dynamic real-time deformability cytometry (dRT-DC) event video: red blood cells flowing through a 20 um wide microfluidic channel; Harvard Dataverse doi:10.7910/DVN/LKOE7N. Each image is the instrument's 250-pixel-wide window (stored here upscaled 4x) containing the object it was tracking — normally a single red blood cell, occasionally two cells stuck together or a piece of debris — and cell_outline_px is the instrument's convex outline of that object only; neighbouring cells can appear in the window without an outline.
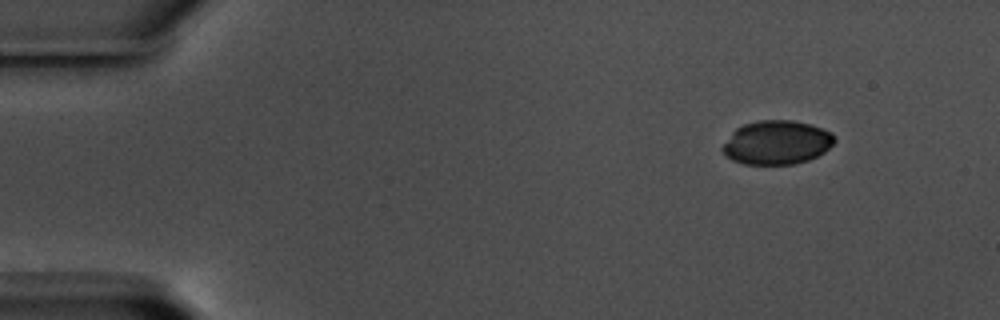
{"species": "common noctule bat (a hibernating species)", "species_latin": "Nyctalus noctula", "temperature_condition": "warm", "stored_images_in_passage": 52, "camera_frame_rate_fps": 3000, "um_per_image_px": 0.085, "animal": {"sex": "male", "body_mass_g": 17.5, "forearm_length_mm": 52.3}, "frame": {"image": 1, "passage_image": 1, "time_ms": 0.0, "image_size_px": [1000, 320], "cell_outline_px": [[836, 140], [824, 152], [808, 160], [796, 164], [744, 164], [732, 160], [720, 148], [732, 132], [736, 128], [744, 124], [760, 120], [792, 120], [812, 124], [832, 132]], "centroid_in_image_um": [66.03, 12.1], "position_along_channel_um": 19.0, "area_um2": 28.67}}
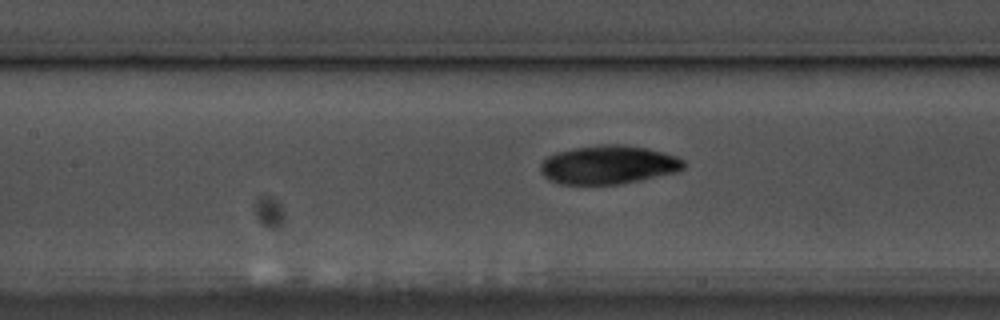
{"frame": {"image": 2, "passage_image": 21, "time_ms": 6.667, "image_size_px": [1000, 320], "cell_outline_px": [[684, 168], [676, 172], [640, 180], [620, 184], [560, 184], [548, 180], [540, 172], [540, 164], [548, 156], [556, 152], [576, 148], [600, 144], [624, 144], [648, 148], [664, 152], [676, 156], [684, 160]], "centroid_in_image_um": [51.71, 14.0], "position_along_channel_um": 155.7, "area_um2": 32.37}}
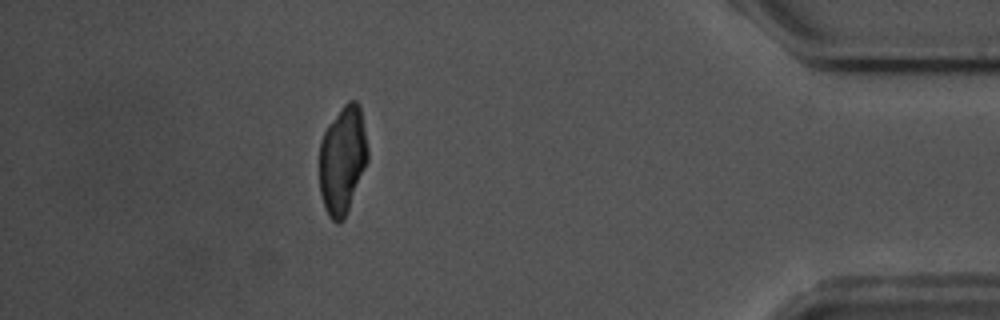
{"frame": {"image": 3, "passage_image": 46, "time_ms": 15.0, "image_size_px": [1000, 320], "cell_outline_px": [[368, 160], [344, 220], [336, 224], [328, 216], [320, 192], [320, 140], [328, 124], [344, 104], [348, 100], [356, 100], [360, 104], [368, 148]], "centroid_in_image_um": [29.12, 13.57], "position_along_channel_um": 406.1, "area_um2": 30.52}}